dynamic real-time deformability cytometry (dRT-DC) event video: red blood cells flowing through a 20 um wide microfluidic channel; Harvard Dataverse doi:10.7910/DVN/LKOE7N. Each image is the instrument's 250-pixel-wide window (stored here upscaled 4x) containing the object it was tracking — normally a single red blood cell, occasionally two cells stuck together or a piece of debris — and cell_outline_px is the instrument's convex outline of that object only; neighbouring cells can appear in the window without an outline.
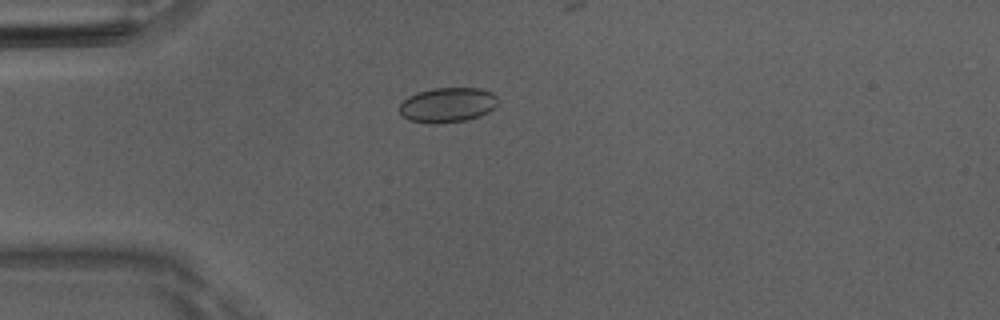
{"species": "Egyptian fruit bat (a non-hibernating species)", "species_latin": "Rousettus aegyptiacus", "temperature_condition": "room temperature", "stored_images_in_passage": 39, "camera_frame_rate_fps": 3000, "um_per_image_px": 0.085, "animal": {"sex": "male"}, "frame": {"image": 1, "passage_image": 1, "time_ms": 0.0, "image_size_px": [1000, 320], "cell_outline_px": [[496, 104], [488, 112], [480, 116], [468, 120], [432, 124], [408, 120], [400, 112], [400, 104], [408, 96], [416, 92], [432, 88], [480, 88], [492, 92], [496, 96]], "centroid_in_image_um": [38.02, 8.91], "position_along_channel_um": 47.0, "area_um2": 20.0}}
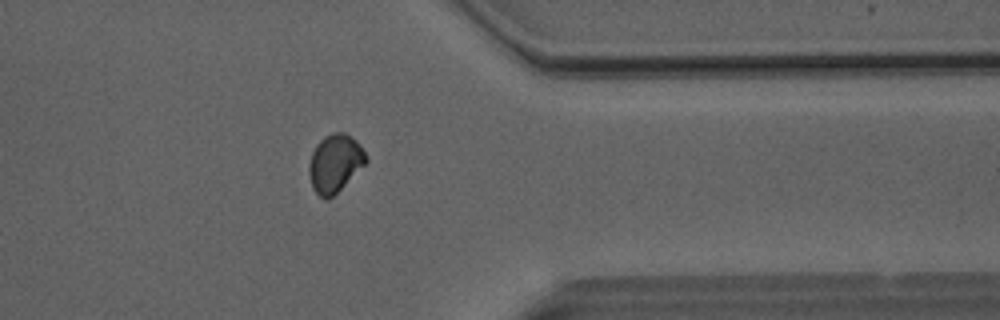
{"frame": {"image": 2, "passage_image": 28, "time_ms": 9.0, "image_size_px": [1000, 320], "cell_outline_px": [[368, 160], [332, 196], [320, 196], [312, 188], [308, 168], [308, 164], [312, 152], [316, 144], [324, 136], [332, 132], [344, 132], [352, 136], [360, 144]], "centroid_in_image_um": [28.45, 13.81], "position_along_channel_um": 383.0, "area_um2": 18.79}}
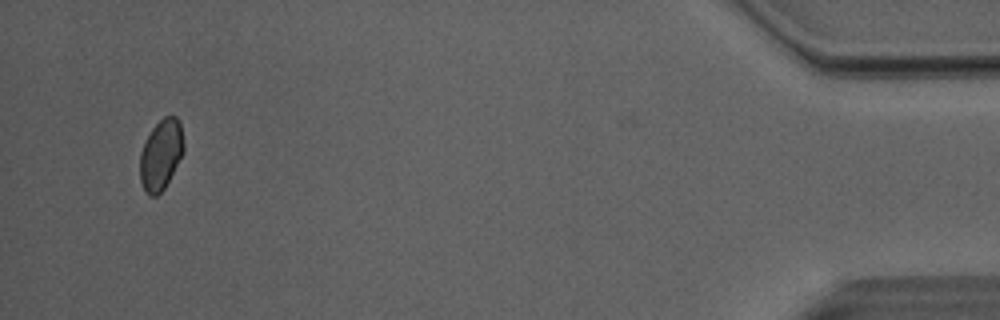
{"frame": {"image": 3, "passage_image": 36, "time_ms": 11.667, "image_size_px": [1000, 320], "cell_outline_px": [[184, 152], [164, 188], [156, 196], [148, 196], [144, 192], [140, 180], [140, 152], [152, 128], [164, 116], [176, 116], [180, 124], [184, 144]], "centroid_in_image_um": [13.67, 13.17], "position_along_channel_um": 421.5, "area_um2": 17.86}, "authors_computed_cell_mechanics": {"area_um2": 18.7272, "velocity_mm_per_s": 4.0431, "shape_relaxation_time_tau1_ms": 3.5386, "shape_relaxation_time_tau2_ms": 1.8929, "deformation_change_tau1": 0.045, "deformation_change_tau2": 0.0318}}